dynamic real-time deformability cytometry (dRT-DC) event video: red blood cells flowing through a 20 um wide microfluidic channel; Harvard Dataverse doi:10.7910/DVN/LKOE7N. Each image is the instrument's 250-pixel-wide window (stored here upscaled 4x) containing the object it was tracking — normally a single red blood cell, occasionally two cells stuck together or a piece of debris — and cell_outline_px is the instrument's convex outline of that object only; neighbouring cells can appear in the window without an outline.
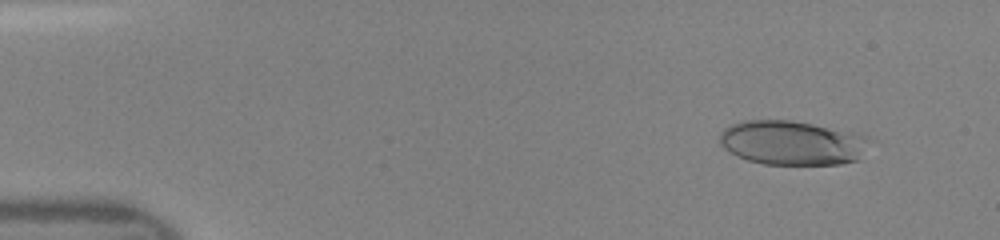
{"species": "human", "species_latin": "Homo sapiens", "temperature_condition": "room temperature", "stored_images_in_passage": 39, "camera_frame_rate_fps": 3000, "um_per_image_px": 0.085, "donor": {"sex": "female"}, "frame": {"image": 1, "passage_image": 3, "time_ms": 0.667, "image_size_px": [1000, 240], "cell_outline_px": [[876, 140], [860, 160], [840, 164], [764, 164], [748, 160], [736, 156], [724, 148], [720, 144], [720, 132], [724, 128], [732, 124], [744, 120], [792, 120], [860, 132]], "centroid_in_image_um": [67.46, 12.13], "position_along_channel_um": 17.5, "area_um2": 39.77}}
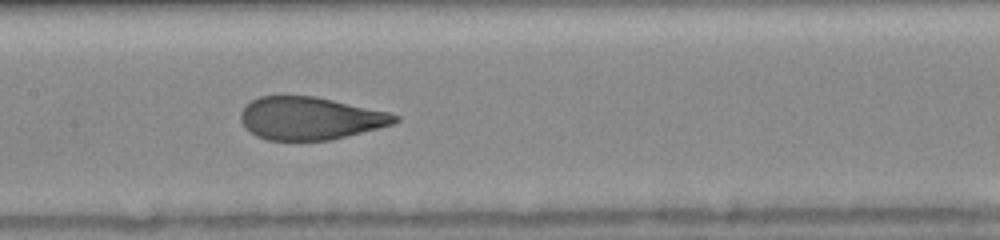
{"frame": {"image": 2, "passage_image": 22, "time_ms": 7.0, "image_size_px": [1000, 240], "cell_outline_px": [[400, 120], [392, 124], [332, 140], [268, 140], [256, 136], [244, 128], [240, 120], [240, 112], [252, 100], [260, 96], [316, 96], [388, 112], [400, 116]], "centroid_in_image_um": [26.34, 10.06], "position_along_channel_um": 181.1, "area_um2": 38.32}}
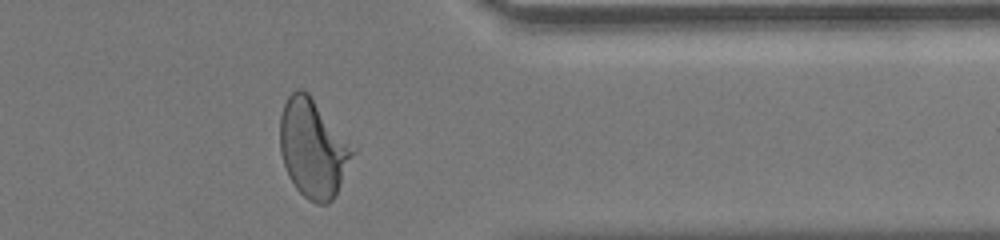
{"frame": {"image": 3, "passage_image": 37, "time_ms": 12.0, "image_size_px": [1000, 240], "cell_outline_px": [[356, 148], [336, 192], [332, 200], [328, 204], [316, 204], [308, 200], [296, 188], [288, 176], [280, 152], [280, 116], [284, 104], [288, 96], [296, 88], [300, 88], [308, 92]], "centroid_in_image_um": [26.59, 12.58], "position_along_channel_um": 384.8, "area_um2": 41.5}}